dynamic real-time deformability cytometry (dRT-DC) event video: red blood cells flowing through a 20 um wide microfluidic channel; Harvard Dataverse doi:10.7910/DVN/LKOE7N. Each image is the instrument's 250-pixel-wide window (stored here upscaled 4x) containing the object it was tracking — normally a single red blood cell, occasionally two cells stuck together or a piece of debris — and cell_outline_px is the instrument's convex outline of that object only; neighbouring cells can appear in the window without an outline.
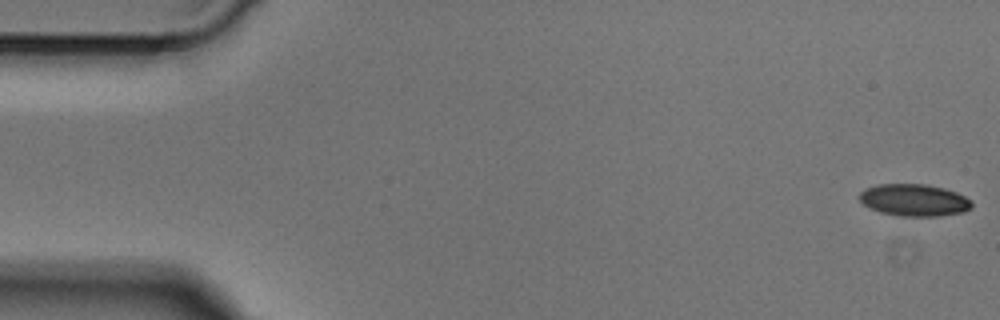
{"species": "Egyptian fruit bat (a non-hibernating species)", "species_latin": "Rousettus aegyptiacus", "temperature_condition": "cold", "stored_images_in_passage": 49, "camera_frame_rate_fps": 3000, "um_per_image_px": 0.085, "animal": {"sex": "male"}, "frame": {"image": 1, "passage_image": 1, "time_ms": 0.0, "image_size_px": [1000, 320], "cell_outline_px": [[972, 208], [964, 212], [936, 216], [900, 216], [880, 212], [864, 204], [860, 200], [860, 192], [864, 188], [876, 184], [928, 184], [944, 188], [956, 192], [972, 200]], "centroid_in_image_um": [77.72, 17.0], "position_along_channel_um": 7.3, "area_um2": 21.04}}
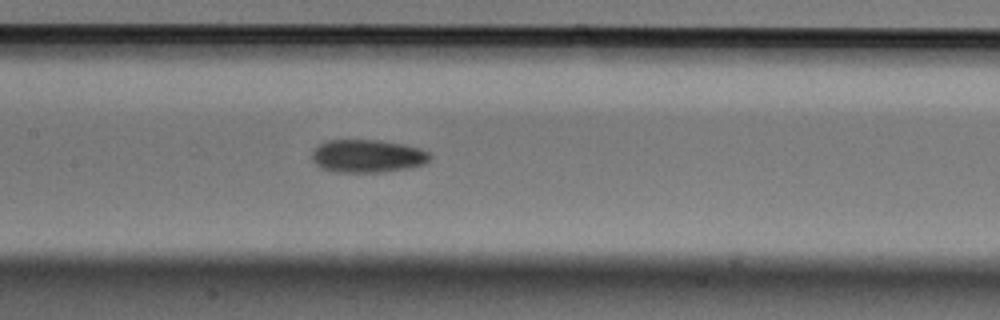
{"frame": {"image": 2, "passage_image": 23, "time_ms": 7.333, "image_size_px": [1000, 320], "cell_outline_px": [[432, 156], [424, 164], [408, 168], [384, 172], [336, 172], [320, 168], [312, 160], [312, 152], [320, 144], [328, 140], [380, 140], [404, 144], [420, 148], [428, 152]], "centroid_in_image_um": [31.24, 13.27], "position_along_channel_um": 176.2, "area_um2": 22.72}}
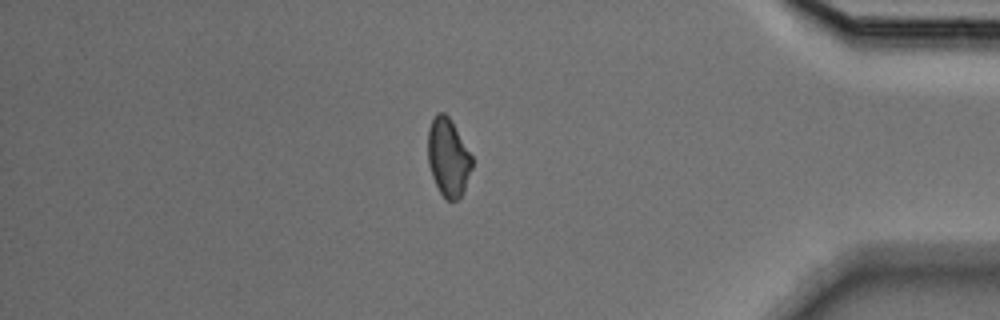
{"frame": {"image": 3, "passage_image": 42, "time_ms": 13.667, "image_size_px": [1000, 320], "cell_outline_px": [[472, 168], [464, 192], [456, 200], [448, 200], [440, 192], [432, 176], [428, 164], [428, 128], [436, 112], [444, 112], [448, 116], [472, 156]], "centroid_in_image_um": [38.09, 13.38], "position_along_channel_um": 397.1, "area_um2": 19.88}}